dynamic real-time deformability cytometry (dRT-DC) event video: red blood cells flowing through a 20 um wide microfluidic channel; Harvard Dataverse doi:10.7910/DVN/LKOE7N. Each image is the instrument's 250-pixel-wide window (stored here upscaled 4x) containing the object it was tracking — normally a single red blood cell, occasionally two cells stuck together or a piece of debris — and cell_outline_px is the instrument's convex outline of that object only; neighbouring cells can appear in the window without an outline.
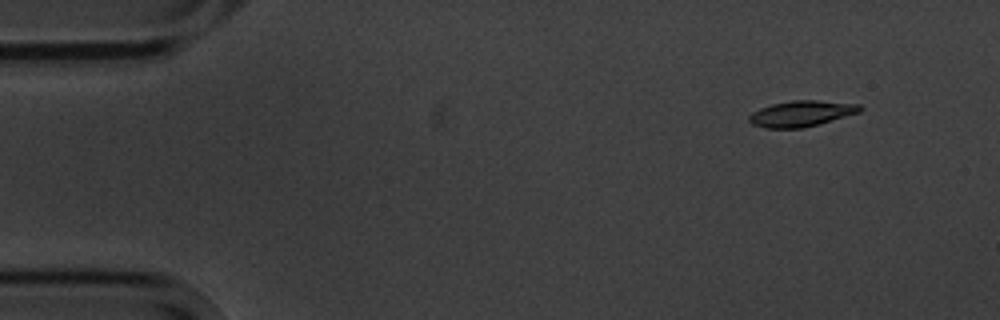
{"species": "common noctule bat (a hibernating species)", "species_latin": "Nyctalus noctula", "temperature_condition": "cold", "stored_images_in_passage": 5, "camera_frame_rate_fps": 3000, "um_per_image_px": 0.085, "animal": {"sex": "male", "body_mass_g": 20.1, "forearm_length_mm": 53.5}, "frame": {"image": 1, "passage_image": 2, "time_ms": 1.0, "image_size_px": [1000, 320], "cell_outline_px": [[864, 108], [860, 112], [820, 124], [800, 128], [764, 128], [752, 124], [748, 120], [748, 116], [752, 112], [760, 108], [772, 104], [792, 100], [816, 100], [860, 104]], "centroid_in_image_um": [68.12, 9.65], "position_along_channel_um": 16.9, "area_um2": 16.82}}
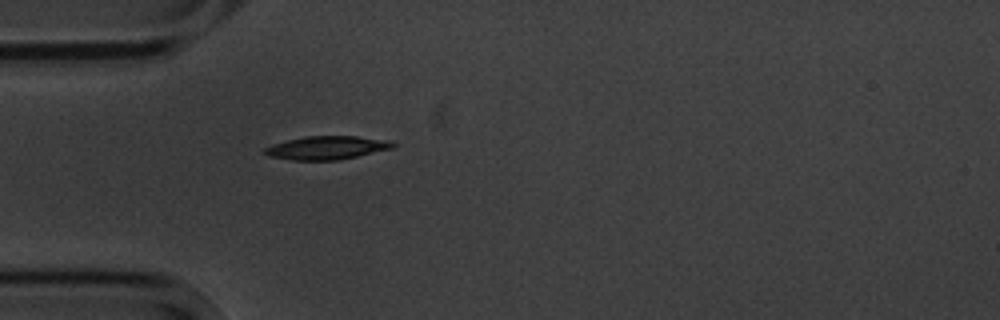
{"frame": {"image": 2, "passage_image": 5, "time_ms": 4.667, "image_size_px": [1000, 320], "cell_outline_px": [[396, 144], [392, 148], [340, 160], [292, 160], [268, 156], [264, 152], [264, 148], [272, 144], [304, 136], [356, 136], [392, 140]], "centroid_in_image_um": [27.79, 12.55], "position_along_channel_um": 57.2, "area_um2": 17.51}}